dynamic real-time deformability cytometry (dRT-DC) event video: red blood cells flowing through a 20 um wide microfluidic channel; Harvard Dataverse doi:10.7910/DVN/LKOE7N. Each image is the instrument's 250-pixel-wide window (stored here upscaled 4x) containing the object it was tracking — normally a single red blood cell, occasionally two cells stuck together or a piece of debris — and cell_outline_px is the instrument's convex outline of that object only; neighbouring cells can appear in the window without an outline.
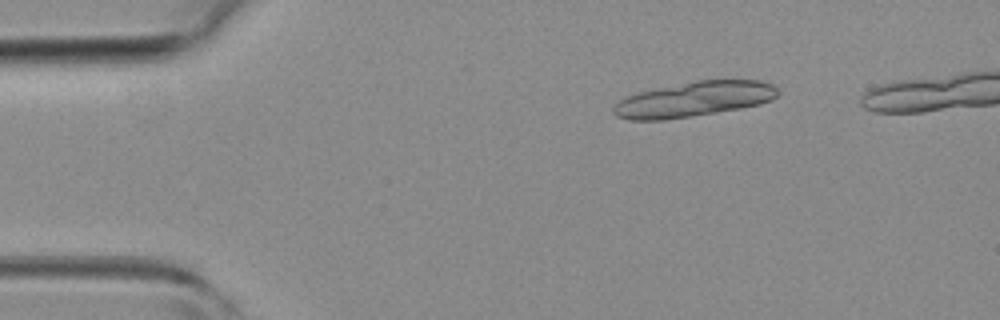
{"species": "common noctule bat (a hibernating species)", "species_latin": "Nyctalus noctula", "temperature_condition": "room temperature", "stored_images_in_passage": 16, "camera_frame_rate_fps": 3000, "um_per_image_px": 0.085, "animal": {"sex": "female", "body_mass_g": 19.3, "forearm_length_mm": 54.1}, "frame": {"image": 1, "passage_image": 7, "time_ms": 2.0, "image_size_px": [1000, 320], "cell_outline_px": [[780, 92], [772, 100], [760, 104], [740, 108], [692, 116], [664, 120], [628, 120], [616, 116], [612, 112], [612, 108], [624, 96], [656, 88], [696, 80], [760, 80], [772, 84]], "centroid_in_image_um": [58.97, 8.43], "position_along_channel_um": 26.0, "area_um2": 33.58}}